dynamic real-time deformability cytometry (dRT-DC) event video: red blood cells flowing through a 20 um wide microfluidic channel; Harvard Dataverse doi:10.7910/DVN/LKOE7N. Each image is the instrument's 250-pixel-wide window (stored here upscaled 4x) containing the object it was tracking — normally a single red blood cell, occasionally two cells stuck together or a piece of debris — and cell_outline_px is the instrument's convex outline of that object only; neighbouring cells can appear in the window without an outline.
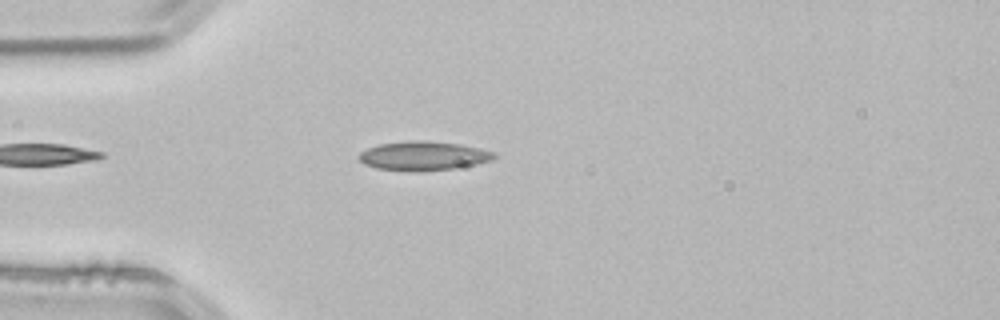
{"species": "common noctule bat (a hibernating species)", "species_latin": "Nyctalus noctula", "temperature_condition": "room temperature", "stored_images_in_passage": 26, "camera_frame_rate_fps": 3000, "um_per_image_px": 0.085, "animal": {"sex": "male", "body_mass_g": 21.5, "forearm_length_mm": 52.0}, "frame": {"image": 1, "passage_image": 2, "time_ms": 0.333, "image_size_px": [1000, 320], "cell_outline_px": [[496, 156], [492, 160], [476, 164], [452, 168], [376, 168], [364, 164], [356, 156], [360, 152], [368, 148], [380, 144], [416, 140], [424, 140], [460, 144], [480, 148], [496, 152]], "centroid_in_image_um": [36.02, 13.19], "position_along_channel_um": 49.0, "area_um2": 21.79}}
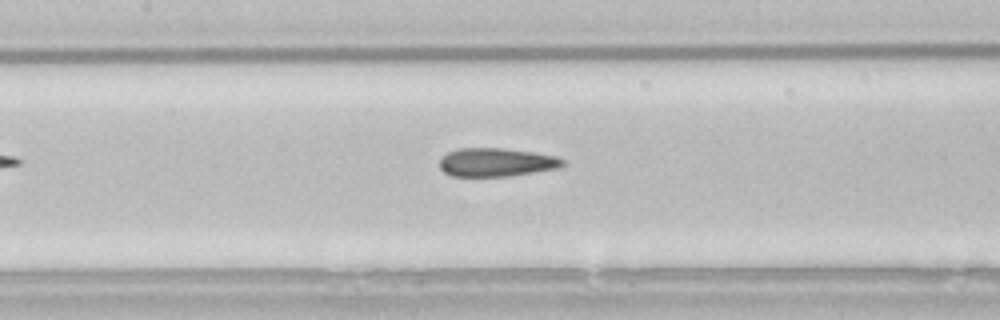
{"frame": {"image": 2, "passage_image": 12, "time_ms": 3.667, "image_size_px": [1000, 320], "cell_outline_px": [[564, 164], [560, 168], [508, 176], [452, 176], [444, 172], [440, 168], [440, 160], [448, 152], [460, 148], [500, 148], [532, 152], [556, 156], [564, 160]], "centroid_in_image_um": [42.19, 13.8], "position_along_channel_um": 165.2, "area_um2": 20.29}}
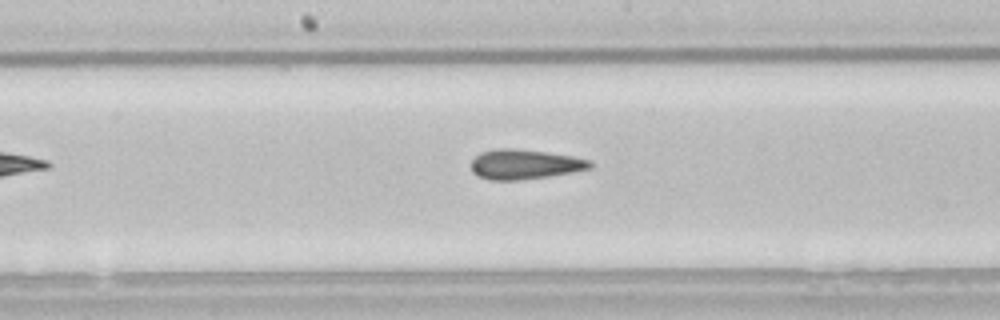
{"frame": {"image": 3, "passage_image": 15, "time_ms": 4.667, "image_size_px": [1000, 320], "cell_outline_px": [[592, 168], [572, 172], [548, 176], [520, 180], [488, 180], [476, 176], [472, 172], [472, 160], [480, 152], [496, 148], [512, 148], [548, 152], [572, 156], [592, 160]], "centroid_in_image_um": [44.58, 13.96], "position_along_channel_um": 203.6, "area_um2": 20.81}}